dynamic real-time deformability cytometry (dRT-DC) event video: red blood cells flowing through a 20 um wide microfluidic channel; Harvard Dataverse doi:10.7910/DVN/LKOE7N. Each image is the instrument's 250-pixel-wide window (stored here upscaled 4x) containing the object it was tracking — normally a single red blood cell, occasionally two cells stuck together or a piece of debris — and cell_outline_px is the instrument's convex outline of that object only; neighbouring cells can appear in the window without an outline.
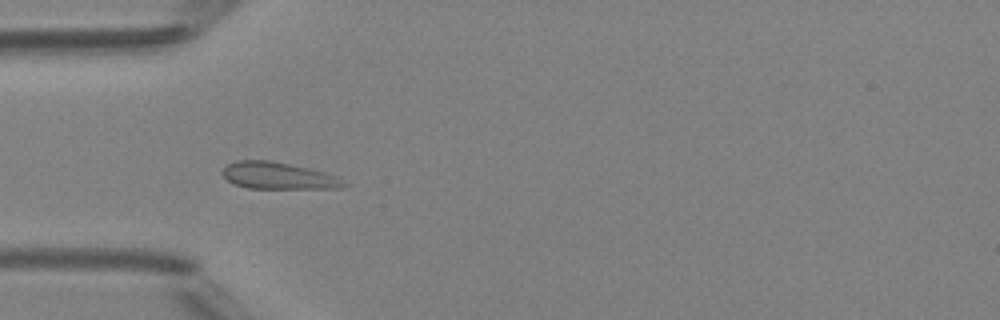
{"species": "Egyptian fruit bat (a non-hibernating species)", "species_latin": "Rousettus aegyptiacus", "temperature_condition": "room temperature", "stored_images_in_passage": 43, "camera_frame_rate_fps": 3000, "um_per_image_px": 0.085, "animal": {"sex": "female"}, "frame": {"image": 1, "passage_image": 15, "time_ms": 4.667, "image_size_px": [1000, 320], "cell_outline_px": [[348, 184], [344, 188], [248, 188], [236, 184], [228, 180], [220, 172], [228, 164], [236, 160], [272, 160], [308, 168], [324, 172], [336, 176]], "centroid_in_image_um": [23.65, 14.93], "position_along_channel_um": 61.4, "area_um2": 18.9}}
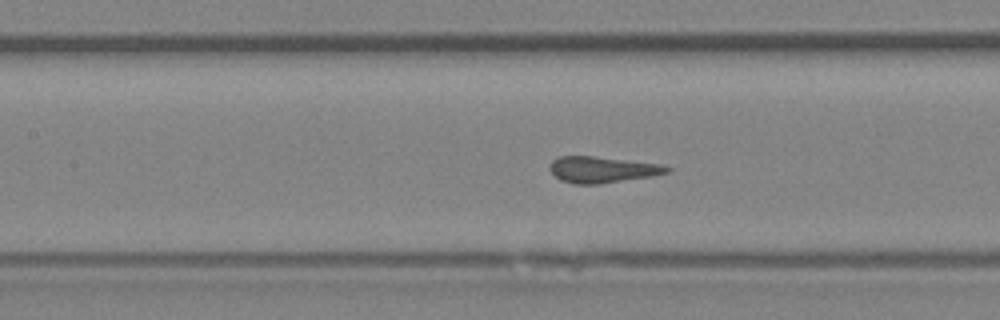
{"frame": {"image": 2, "passage_image": 22, "time_ms": 7.0, "image_size_px": [1000, 320], "cell_outline_px": [[672, 168], [668, 172], [652, 176], [600, 184], [572, 184], [560, 180], [548, 168], [552, 160], [556, 156], [592, 156], [664, 164]], "centroid_in_image_um": [51.18, 14.41], "position_along_channel_um": 156.2, "area_um2": 18.03}}
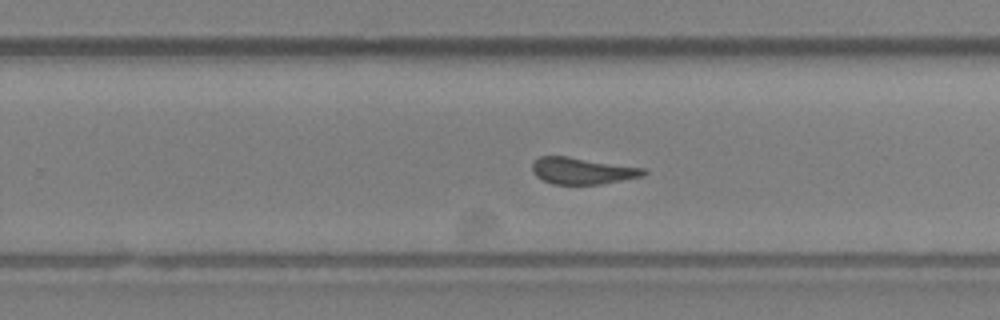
{"frame": {"image": 3, "passage_image": 31, "time_ms": 10.0, "image_size_px": [1000, 320], "cell_outline_px": [[648, 172], [644, 176], [600, 184], [552, 184], [536, 176], [532, 172], [532, 164], [540, 156], [568, 156], [644, 168]], "centroid_in_image_um": [49.5, 14.52], "position_along_channel_um": 280.3, "area_um2": 17.22}}